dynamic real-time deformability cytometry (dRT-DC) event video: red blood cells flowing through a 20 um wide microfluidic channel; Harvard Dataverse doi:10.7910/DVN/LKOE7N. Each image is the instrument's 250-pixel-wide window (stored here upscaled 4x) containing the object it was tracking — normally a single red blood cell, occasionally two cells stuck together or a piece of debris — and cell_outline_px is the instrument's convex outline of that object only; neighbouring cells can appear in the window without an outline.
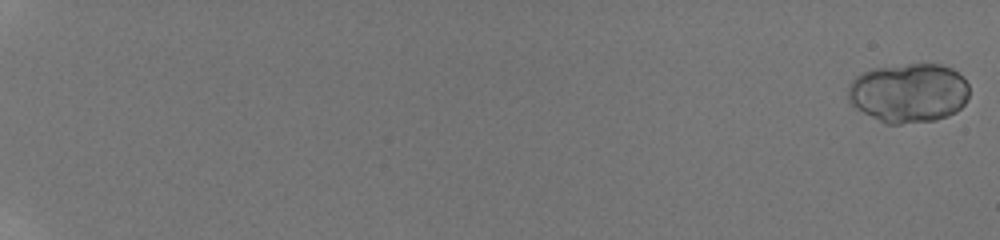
{"species": "human", "species_latin": "Homo sapiens", "temperature_condition": "room temperature", "stored_images_in_passage": 11, "camera_frame_rate_fps": 3000, "um_per_image_px": 0.085, "donor": {"sex": "male"}, "frame": {"image": 1, "passage_image": 1, "time_ms": 0.0, "image_size_px": [1000, 240], "cell_outline_px": [[968, 96], [964, 104], [956, 112], [948, 116], [936, 120], [900, 124], [888, 124], [856, 108], [848, 100], [848, 84], [856, 76], [872, 68], [908, 64], [940, 64], [952, 68], [964, 76], [968, 84]], "centroid_in_image_um": [77.26, 7.88], "position_along_channel_um": 7.7, "area_um2": 42.08}}
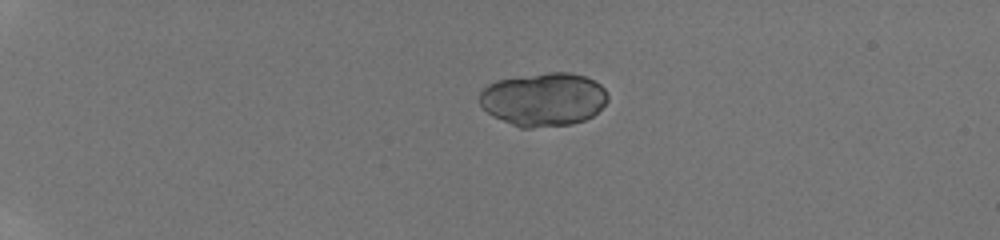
{"frame": {"image": 2, "passage_image": 7, "time_ms": 5.0, "image_size_px": [1000, 240], "cell_outline_px": [[608, 100], [592, 116], [584, 120], [572, 124], [532, 128], [520, 128], [492, 116], [480, 104], [480, 92], [488, 84], [496, 80], [548, 72], [568, 72], [584, 76], [600, 84], [604, 88], [608, 96]], "centroid_in_image_um": [46.19, 8.45], "position_along_channel_um": 38.8, "area_um2": 39.88}}
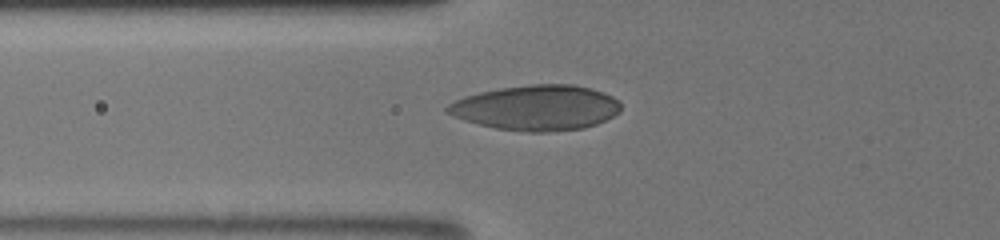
{"frame": {"image": 3, "passage_image": 11, "time_ms": 8.0, "image_size_px": [1000, 240], "cell_outline_px": [[620, 112], [596, 124], [584, 128], [548, 132], [528, 132], [496, 128], [464, 120], [452, 116], [444, 112], [444, 108], [448, 104], [464, 96], [480, 92], [500, 88], [532, 84], [572, 84], [592, 88], [604, 92], [620, 100]], "centroid_in_image_um": [45.59, 9.15], "position_along_channel_um": 80.2, "area_um2": 45.84}}